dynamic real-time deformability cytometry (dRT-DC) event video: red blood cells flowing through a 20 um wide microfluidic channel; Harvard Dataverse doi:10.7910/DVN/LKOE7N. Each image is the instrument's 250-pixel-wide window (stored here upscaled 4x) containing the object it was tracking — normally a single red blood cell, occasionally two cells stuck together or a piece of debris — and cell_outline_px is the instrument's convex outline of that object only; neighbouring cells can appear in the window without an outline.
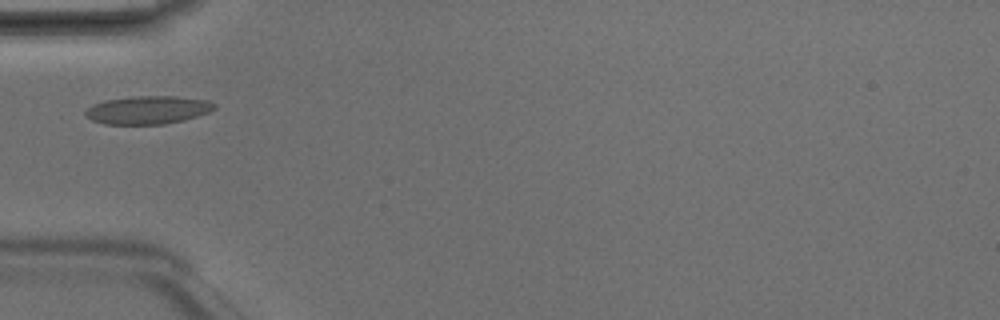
{"species": "Egyptian fruit bat (a non-hibernating species)", "species_latin": "Rousettus aegyptiacus", "temperature_condition": "room temperature", "stored_images_in_passage": 3, "camera_frame_rate_fps": 3000, "um_per_image_px": 0.085, "animal": {"sex": "male"}, "frame": {"image": 1, "passage_image": 2, "time_ms": 0.333, "image_size_px": [1000, 320], "cell_outline_px": [[216, 108], [208, 112], [184, 120], [164, 124], [104, 124], [92, 120], [84, 112], [92, 104], [104, 100], [136, 96], [176, 96], [208, 100], [216, 104]], "centroid_in_image_um": [12.58, 9.34], "position_along_channel_um": 72.4, "area_um2": 21.1}}